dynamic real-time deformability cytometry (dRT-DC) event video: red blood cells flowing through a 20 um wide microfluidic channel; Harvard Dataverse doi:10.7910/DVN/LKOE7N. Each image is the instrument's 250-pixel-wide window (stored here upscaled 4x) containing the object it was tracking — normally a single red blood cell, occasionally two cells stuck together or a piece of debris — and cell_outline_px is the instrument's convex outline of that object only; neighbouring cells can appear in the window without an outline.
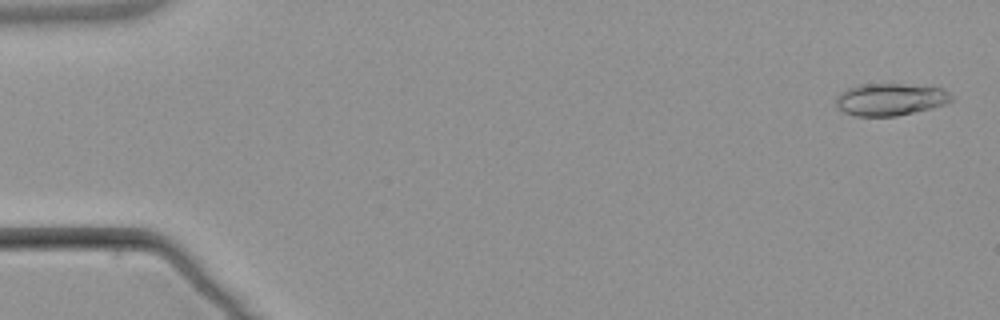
{"species": "common noctule bat (a hibernating species)", "species_latin": "Nyctalus noctula", "temperature_condition": "warm", "stored_images_in_passage": 6, "camera_frame_rate_fps": 3000, "um_per_image_px": 0.085, "animal": {"sex": "male", "body_mass_g": 21.5, "forearm_length_mm": 52.0}, "frame": {"image": 1, "passage_image": 1, "time_ms": 0.0, "image_size_px": [1000, 320], "cell_outline_px": [[952, 100], [944, 104], [932, 108], [896, 116], [852, 116], [836, 108], [836, 96], [840, 92], [848, 88], [860, 84], [900, 84], [944, 88], [952, 96]], "centroid_in_image_um": [75.63, 8.45], "position_along_channel_um": 9.4, "area_um2": 21.73}}
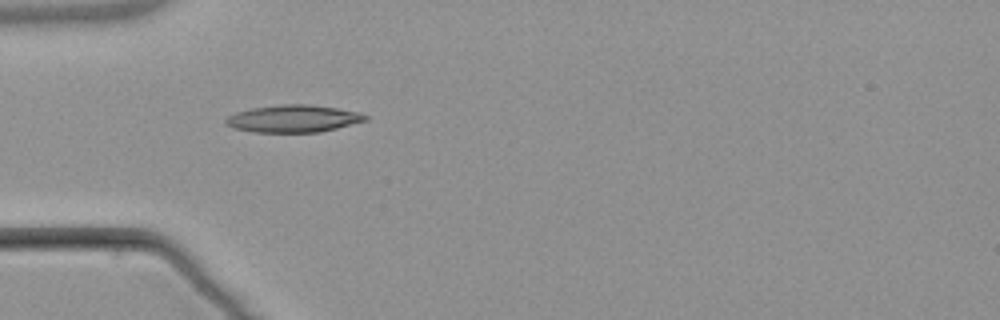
{"frame": {"image": 2, "passage_image": 5, "time_ms": 5.0, "image_size_px": [1000, 320], "cell_outline_px": [[368, 120], [320, 132], [252, 132], [232, 128], [224, 124], [224, 120], [228, 116], [236, 112], [252, 108], [280, 104], [308, 104], [336, 108], [360, 112], [368, 116]], "centroid_in_image_um": [24.9, 10.08], "position_along_channel_um": 60.1, "area_um2": 22.31}}
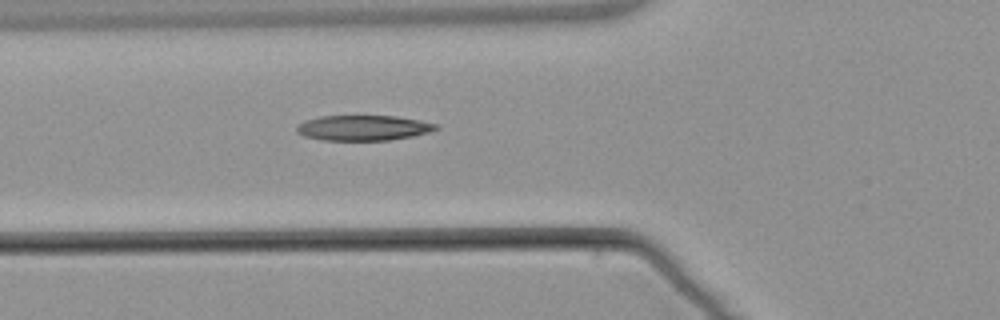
{"frame": {"image": 3, "passage_image": 6, "time_ms": 6.0, "image_size_px": [1000, 320], "cell_outline_px": [[440, 128], [428, 132], [412, 136], [388, 140], [324, 140], [304, 136], [296, 132], [296, 124], [304, 120], [320, 116], [396, 116], [420, 120], [440, 124]], "centroid_in_image_um": [30.87, 10.86], "position_along_channel_um": 94.9, "area_um2": 20.63}}